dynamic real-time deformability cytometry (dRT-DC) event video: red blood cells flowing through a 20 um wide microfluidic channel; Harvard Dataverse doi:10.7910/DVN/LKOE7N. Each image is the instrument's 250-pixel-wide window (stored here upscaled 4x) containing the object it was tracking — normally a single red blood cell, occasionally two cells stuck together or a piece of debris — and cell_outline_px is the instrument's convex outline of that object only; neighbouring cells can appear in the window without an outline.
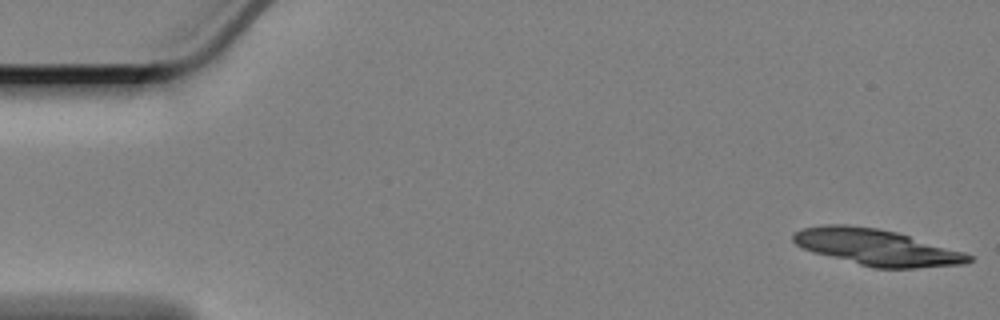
{"species": "Egyptian fruit bat (a non-hibernating species)", "species_latin": "Rousettus aegyptiacus", "temperature_condition": "cold", "stored_images_in_passage": 16, "camera_frame_rate_fps": 3000, "um_per_image_px": 0.085, "animal": {"sex": "female"}, "frame": {"image": 1, "passage_image": 1, "time_ms": 0.0, "image_size_px": [1000, 320], "cell_outline_px": [[972, 260], [960, 264], [916, 268], [872, 268], [816, 252], [804, 248], [796, 244], [792, 240], [792, 232], [800, 228], [820, 224], [848, 224], [876, 228], [896, 232], [964, 252], [972, 256]], "centroid_in_image_um": [74.45, 21.0], "position_along_channel_um": 10.5, "area_um2": 36.76}}